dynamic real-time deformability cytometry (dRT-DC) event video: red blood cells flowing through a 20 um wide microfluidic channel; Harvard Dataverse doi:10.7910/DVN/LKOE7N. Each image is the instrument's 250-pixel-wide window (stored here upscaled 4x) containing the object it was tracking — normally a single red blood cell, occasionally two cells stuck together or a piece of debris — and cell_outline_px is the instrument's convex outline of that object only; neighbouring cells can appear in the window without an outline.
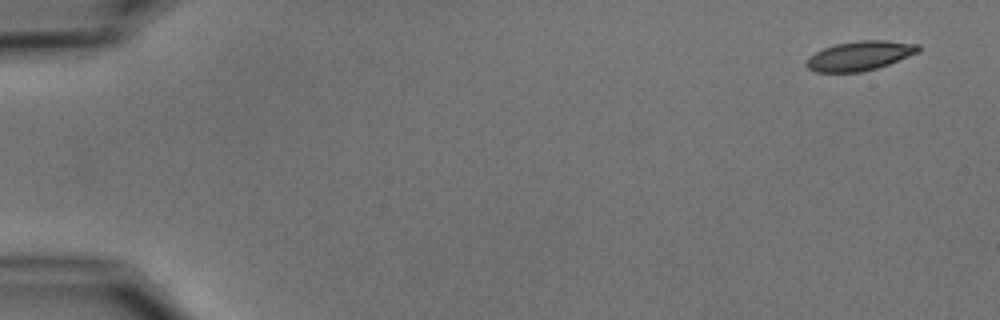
{"species": "common noctule bat (a hibernating species)", "species_latin": "Nyctalus noctula", "temperature_condition": "cold", "stored_images_in_passage": 4, "camera_frame_rate_fps": 3000, "um_per_image_px": 0.085, "animal": {"sex": "male", "body_mass_g": 15.6}, "frame": {"image": 1, "passage_image": 1, "time_ms": 0.0, "image_size_px": [1000, 320], "cell_outline_px": [[920, 52], [888, 64], [876, 68], [860, 72], [816, 72], [808, 68], [804, 64], [808, 56], [824, 48], [836, 44], [856, 40], [888, 40], [920, 44]], "centroid_in_image_um": [73.08, 4.73], "position_along_channel_um": 11.9, "area_um2": 19.31}}